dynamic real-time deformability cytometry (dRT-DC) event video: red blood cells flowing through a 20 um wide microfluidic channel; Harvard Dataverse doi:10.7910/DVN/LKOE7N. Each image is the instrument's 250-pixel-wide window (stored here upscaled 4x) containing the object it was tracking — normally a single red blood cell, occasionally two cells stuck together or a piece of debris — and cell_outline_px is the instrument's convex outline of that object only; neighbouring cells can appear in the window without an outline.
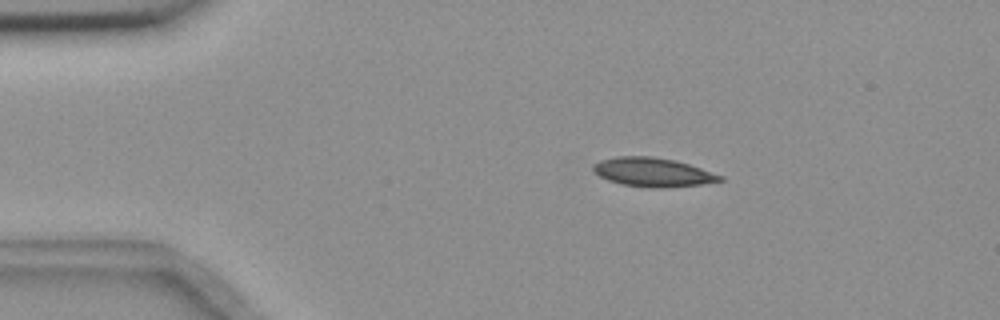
{"species": "common noctule bat (a hibernating species)", "species_latin": "Nyctalus noctula", "temperature_condition": "room temperature", "stored_images_in_passage": 7, "camera_frame_rate_fps": 3000, "um_per_image_px": 0.085, "animal": {"sex": "female", "body_mass_g": 18.4}, "frame": {"image": 1, "passage_image": 7, "time_ms": 2.0, "image_size_px": [1000, 320], "cell_outline_px": [[724, 180], [700, 184], [660, 188], [652, 188], [624, 184], [608, 180], [600, 176], [592, 168], [592, 164], [600, 160], [616, 156], [652, 156], [676, 160], [724, 176]], "centroid_in_image_um": [55.48, 14.62], "position_along_channel_um": 29.5, "area_um2": 21.21}}